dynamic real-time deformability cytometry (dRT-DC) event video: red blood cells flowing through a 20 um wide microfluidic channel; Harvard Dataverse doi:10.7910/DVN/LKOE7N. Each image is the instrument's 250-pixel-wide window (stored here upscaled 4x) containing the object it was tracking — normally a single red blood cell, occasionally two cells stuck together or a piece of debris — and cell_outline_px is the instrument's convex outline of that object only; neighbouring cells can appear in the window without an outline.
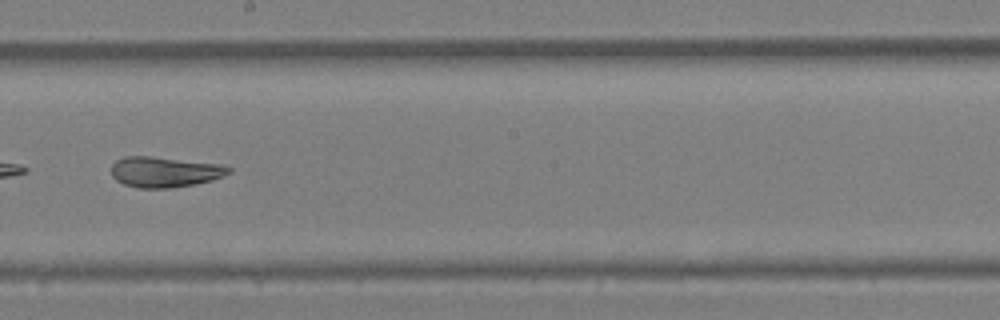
{"species": "Egyptian fruit bat (a non-hibernating species)", "species_latin": "Rousettus aegyptiacus", "temperature_condition": "warm", "stored_images_in_passage": 32, "camera_frame_rate_fps": 3000, "um_per_image_px": 0.085, "animal": {"sex": "female"}, "frame": {"image": 1, "passage_image": 23, "time_ms": 7.333, "image_size_px": [1000, 320], "cell_outline_px": [[232, 172], [212, 180], [172, 188], [140, 188], [124, 184], [116, 180], [112, 176], [112, 164], [116, 160], [124, 156], [148, 156], [224, 164], [232, 168]], "centroid_in_image_um": [14.01, 14.6], "position_along_channel_um": 234.2, "area_um2": 20.92}, "authors_computed_cell_mechanics": {"area_um2": 21.8773, "velocity_mm_per_s": 4.4409, "shape_relaxation_time_tau1_ms": null, "shape_relaxation_time_tau2_ms": 2.4177, "deformation_change_tau1": null, "deformation_change_tau2": 0.087}}